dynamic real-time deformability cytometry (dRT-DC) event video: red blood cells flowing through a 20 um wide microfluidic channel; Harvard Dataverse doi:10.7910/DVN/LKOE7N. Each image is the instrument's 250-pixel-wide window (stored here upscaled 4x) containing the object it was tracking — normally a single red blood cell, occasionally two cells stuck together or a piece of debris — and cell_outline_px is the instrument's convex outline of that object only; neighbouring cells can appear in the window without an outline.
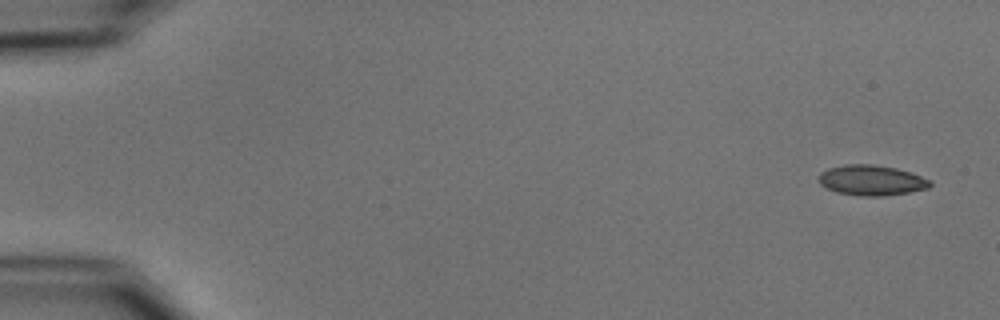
{"species": "common noctule bat (a hibernating species)", "species_latin": "Nyctalus noctula", "temperature_condition": "cold", "stored_images_in_passage": 4, "camera_frame_rate_fps": 3000, "um_per_image_px": 0.085, "animal": {"sex": "male", "body_mass_g": 15.6}, "frame": {"image": 1, "passage_image": 1, "time_ms": 0.0, "image_size_px": [1000, 320], "cell_outline_px": [[932, 184], [928, 188], [908, 192], [884, 196], [860, 196], [836, 192], [820, 184], [820, 172], [828, 168], [844, 164], [872, 164], [896, 168], [932, 180]], "centroid_in_image_um": [74.07, 15.32], "position_along_channel_um": 10.9, "area_um2": 19.59}}
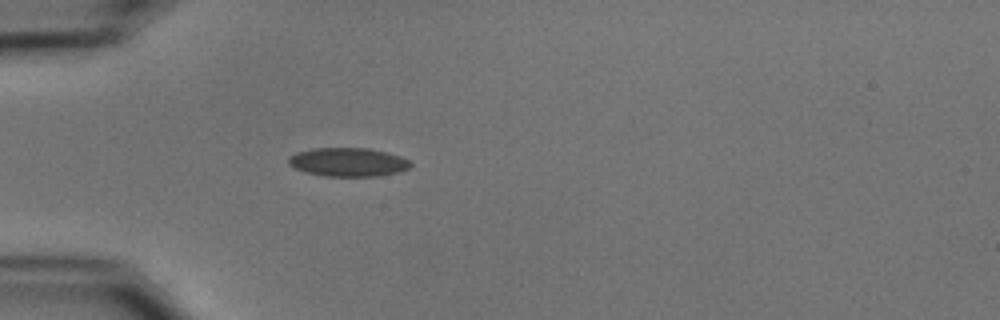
{"frame": {"image": 2, "passage_image": 4, "time_ms": 4.667, "image_size_px": [1000, 320], "cell_outline_px": [[412, 164], [408, 168], [396, 172], [376, 176], [324, 176], [304, 172], [288, 164], [288, 156], [296, 152], [312, 148], [368, 148], [400, 156], [408, 160]], "centroid_in_image_um": [29.52, 13.77], "position_along_channel_um": 55.5, "area_um2": 20.29}}